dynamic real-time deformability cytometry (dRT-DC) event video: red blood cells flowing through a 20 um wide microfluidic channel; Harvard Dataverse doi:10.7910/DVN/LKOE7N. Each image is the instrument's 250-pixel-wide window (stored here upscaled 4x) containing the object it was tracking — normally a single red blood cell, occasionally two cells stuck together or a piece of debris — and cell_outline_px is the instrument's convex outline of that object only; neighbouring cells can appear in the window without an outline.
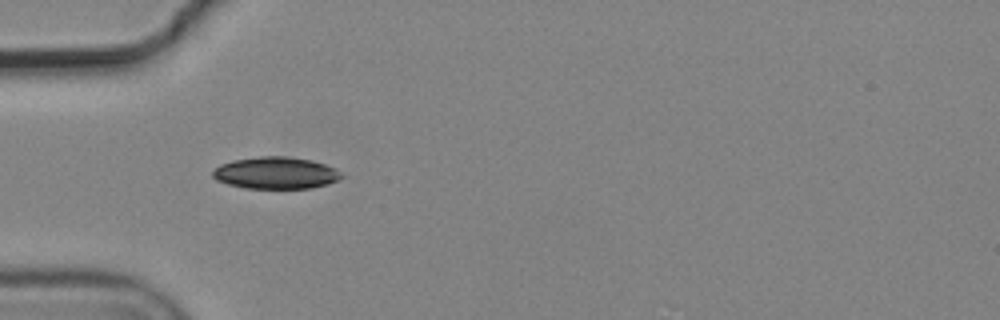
{"species": "common noctule bat (a hibernating species)", "species_latin": "Nyctalus noctula", "temperature_condition": "cold", "stored_images_in_passage": 5, "camera_frame_rate_fps": 3000, "um_per_image_px": 0.085, "animal": {"sex": "male", "body_mass_g": 19.2, "forearm_length_mm": 51.8}, "frame": {"image": 1, "passage_image": 4, "time_ms": 1.0, "image_size_px": [1000, 320], "cell_outline_px": [[344, 176], [328, 184], [312, 188], [244, 188], [228, 184], [216, 180], [212, 176], [212, 172], [220, 164], [232, 160], [260, 156], [288, 156], [312, 160], [336, 168]], "centroid_in_image_um": [23.44, 14.69], "position_along_channel_um": 61.6, "area_um2": 24.04}}
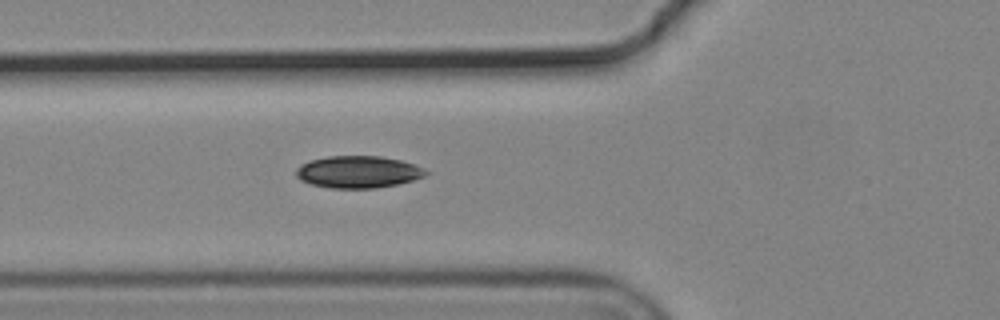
{"frame": {"image": 2, "passage_image": 5, "time_ms": 1.333, "image_size_px": [1000, 320], "cell_outline_px": [[432, 172], [424, 176], [412, 180], [396, 184], [376, 188], [328, 188], [312, 184], [300, 180], [296, 176], [296, 168], [312, 160], [328, 156], [380, 156], [400, 160], [424, 168]], "centroid_in_image_um": [30.46, 14.62], "position_along_channel_um": 95.3, "area_um2": 24.1}}